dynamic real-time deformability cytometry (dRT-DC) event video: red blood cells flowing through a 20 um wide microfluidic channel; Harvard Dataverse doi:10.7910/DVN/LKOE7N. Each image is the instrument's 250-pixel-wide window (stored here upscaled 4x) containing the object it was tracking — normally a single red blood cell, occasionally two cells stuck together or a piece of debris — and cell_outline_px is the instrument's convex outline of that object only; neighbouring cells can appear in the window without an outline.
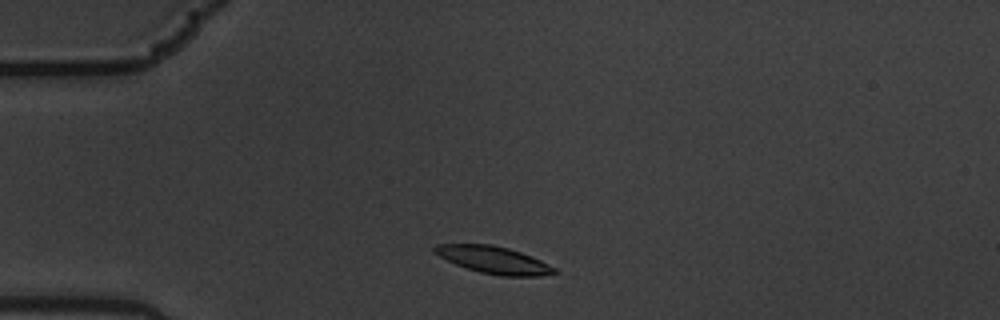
{"species": "common noctule bat (a hibernating species)", "species_latin": "Nyctalus noctula", "temperature_condition": "warm", "stored_images_in_passage": 2, "camera_frame_rate_fps": 3000, "um_per_image_px": 0.085, "animal": {"sex": "male", "body_mass_g": 19.5, "forearm_length_mm": 54.6}, "frame": {"image": 1, "passage_image": 1, "time_ms": 0.0, "image_size_px": [1000, 320], "cell_outline_px": [[560, 272], [540, 276], [500, 276], [480, 272], [456, 264], [432, 252], [432, 248], [436, 244], [492, 244], [508, 248], [520, 252], [540, 260], [556, 268]], "centroid_in_image_um": [41.97, 22.09], "position_along_channel_um": 43.0, "area_um2": 18.9}}